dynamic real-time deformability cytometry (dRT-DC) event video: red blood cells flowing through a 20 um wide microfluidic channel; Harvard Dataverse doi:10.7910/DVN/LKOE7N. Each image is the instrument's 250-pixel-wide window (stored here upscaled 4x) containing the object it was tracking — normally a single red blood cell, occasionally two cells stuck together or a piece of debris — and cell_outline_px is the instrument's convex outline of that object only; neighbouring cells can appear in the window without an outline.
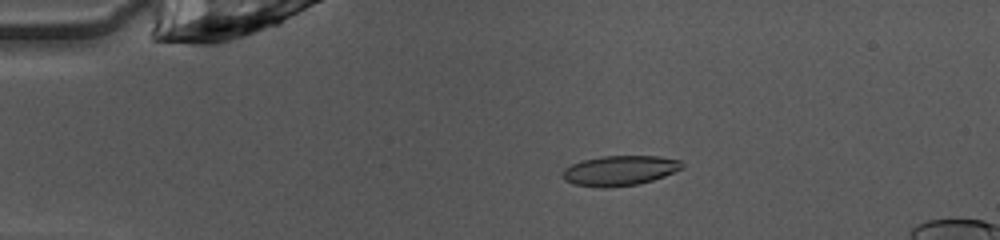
{"species": "common noctule bat (a hibernating species)", "species_latin": "Nyctalus noctula", "temperature_condition": "warm", "stored_images_in_passage": 40, "camera_frame_rate_fps": 3000, "um_per_image_px": 0.085, "animal": {"sex": "female", "body_mass_g": 10.0, "forearm_length_mm": 53.1}, "frame": {"image": 1, "passage_image": 1, "time_ms": 0.0, "image_size_px": [1000, 240], "cell_outline_px": [[684, 168], [664, 176], [640, 184], [604, 188], [572, 184], [564, 180], [560, 176], [564, 168], [572, 164], [584, 160], [604, 156], [660, 156], [680, 160], [684, 164]], "centroid_in_image_um": [52.67, 14.5], "position_along_channel_um": 32.3, "area_um2": 21.04}}
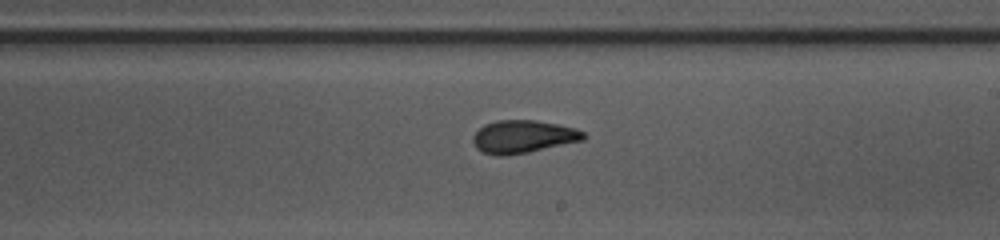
{"frame": {"image": 2, "passage_image": 20, "time_ms": 6.333, "image_size_px": [1000, 240], "cell_outline_px": [[588, 136], [584, 140], [528, 152], [504, 156], [496, 156], [484, 152], [476, 148], [472, 140], [472, 136], [484, 124], [496, 120], [536, 120], [576, 128], [584, 132]], "centroid_in_image_um": [44.47, 11.61], "position_along_channel_um": 244.5, "area_um2": 21.21}}
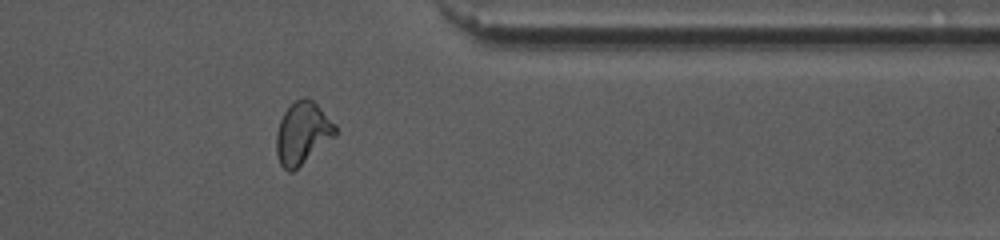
{"frame": {"image": 3, "passage_image": 31, "time_ms": 10.0, "image_size_px": [1000, 240], "cell_outline_px": [[336, 136], [292, 172], [288, 172], [280, 164], [276, 152], [276, 132], [280, 120], [284, 112], [296, 100], [304, 96], [312, 100], [336, 124]], "centroid_in_image_um": [25.71, 11.32], "position_along_channel_um": 385.7, "area_um2": 21.27}}